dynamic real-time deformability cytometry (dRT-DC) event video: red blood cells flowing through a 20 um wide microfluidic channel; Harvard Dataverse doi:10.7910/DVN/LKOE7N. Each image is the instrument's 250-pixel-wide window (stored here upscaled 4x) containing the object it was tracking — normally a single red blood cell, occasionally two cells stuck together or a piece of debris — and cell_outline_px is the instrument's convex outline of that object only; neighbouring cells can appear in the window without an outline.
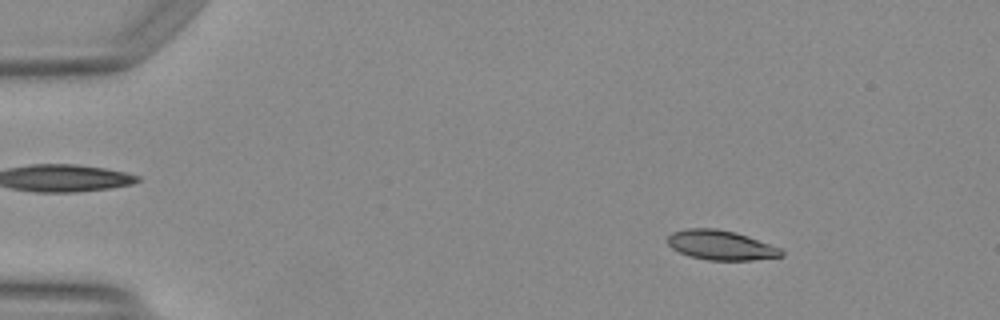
{"species": "Egyptian fruit bat (a non-hibernating species)", "species_latin": "Rousettus aegyptiacus", "temperature_condition": "warm", "stored_images_in_passage": 51, "camera_frame_rate_fps": 3000, "um_per_image_px": 0.085, "animal": {"sex": "female"}, "frame": {"image": 1, "passage_image": 8, "time_ms": 2.333, "image_size_px": [1000, 320], "cell_outline_px": [[784, 256], [752, 260], [708, 260], [688, 256], [672, 248], [668, 244], [668, 236], [672, 232], [688, 228], [716, 228], [736, 232], [748, 236], [780, 248], [784, 252]], "centroid_in_image_um": [61.27, 20.84], "position_along_channel_um": 23.7, "area_um2": 19.65}}
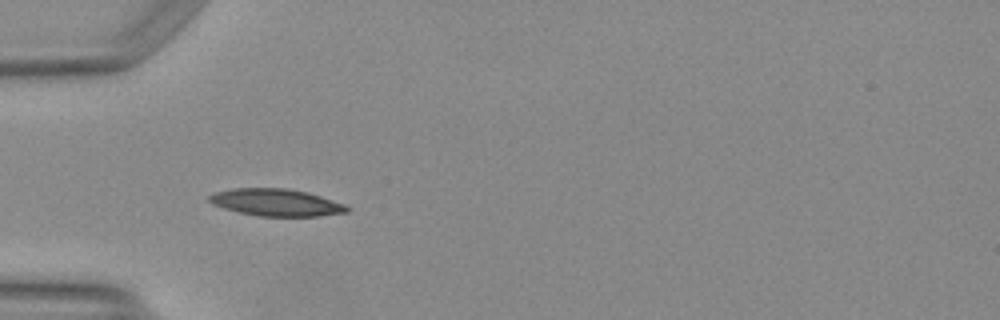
{"frame": {"image": 2, "passage_image": 17, "time_ms": 5.333, "image_size_px": [1000, 320], "cell_outline_px": [[352, 208], [348, 212], [320, 216], [256, 216], [224, 208], [212, 204], [208, 200], [208, 196], [216, 192], [232, 188], [284, 188], [308, 192], [344, 204]], "centroid_in_image_um": [23.48, 17.21], "position_along_channel_um": 61.5, "area_um2": 21.79}}
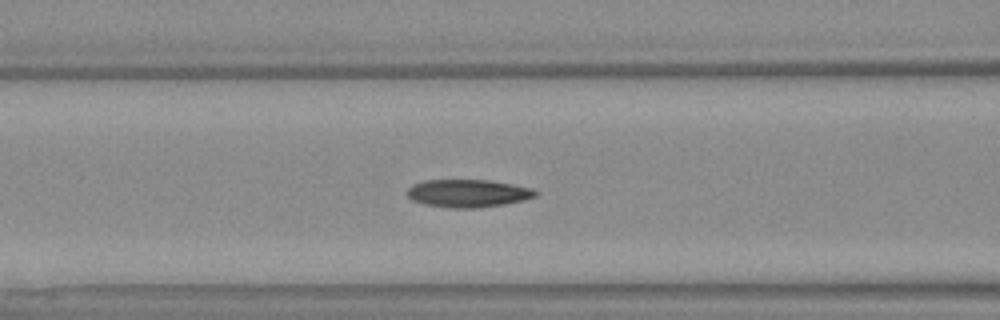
{"frame": {"image": 3, "passage_image": 22, "time_ms": 7.0, "image_size_px": [1000, 320], "cell_outline_px": [[540, 192], [536, 196], [524, 200], [504, 204], [476, 208], [448, 208], [424, 204], [412, 200], [404, 192], [412, 184], [424, 180], [488, 180], [536, 188]], "centroid_in_image_um": [39.79, 16.43], "position_along_channel_um": 126.8, "area_um2": 21.1}, "authors_computed_cell_mechanics": {"area_um2": 20.1722, "velocity_mm_per_s": 4.1363, "shape_relaxation_time_tau1_ms": 4.3661, "shape_relaxation_time_tau2_ms": 1.4889, "deformation_change_tau1": 0.1946, "deformation_change_tau2": 0.0847}}